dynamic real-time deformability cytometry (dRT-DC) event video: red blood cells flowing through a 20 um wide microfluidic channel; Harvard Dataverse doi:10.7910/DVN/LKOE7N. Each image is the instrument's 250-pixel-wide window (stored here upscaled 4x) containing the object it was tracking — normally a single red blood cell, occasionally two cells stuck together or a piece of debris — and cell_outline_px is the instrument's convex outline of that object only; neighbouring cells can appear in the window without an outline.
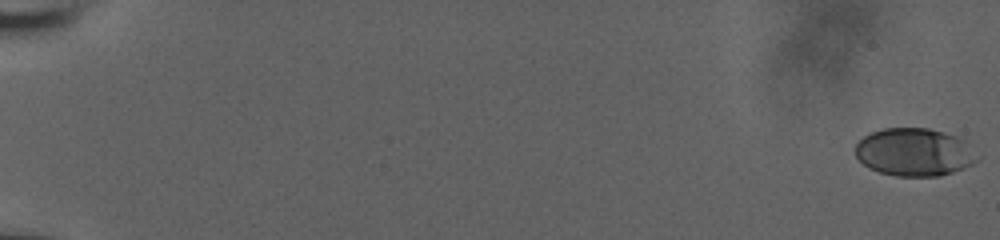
{"species": "human", "species_latin": "Homo sapiens", "temperature_condition": "room temperature", "stored_images_in_passage": 34, "camera_frame_rate_fps": 3000, "um_per_image_px": 0.085, "donor": {"sex": "male"}, "frame": {"image": 1, "passage_image": 1, "time_ms": 0.0, "image_size_px": [1000, 240], "cell_outline_px": [[980, 160], [964, 168], [940, 176], [896, 176], [880, 172], [868, 168], [856, 156], [856, 144], [864, 136], [872, 132], [884, 128], [928, 128], [944, 132], [956, 136], [964, 140], [980, 156]], "centroid_in_image_um": [77.75, 12.93], "position_along_channel_um": 7.2, "area_um2": 34.1}}
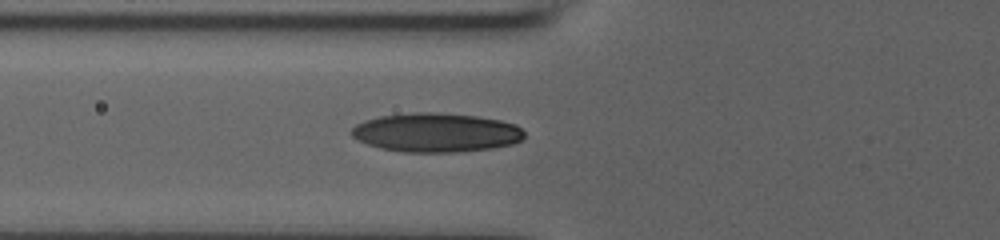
{"frame": {"image": 2, "passage_image": 25, "time_ms": 8.0, "image_size_px": [1000, 240], "cell_outline_px": [[524, 140], [512, 144], [492, 148], [460, 152], [404, 152], [380, 148], [368, 144], [352, 136], [352, 128], [356, 124], [364, 120], [380, 116], [412, 112], [432, 112], [476, 116], [500, 120], [516, 124], [524, 132]], "centroid_in_image_um": [37.09, 11.27], "position_along_channel_um": 88.7, "area_um2": 39.36}}
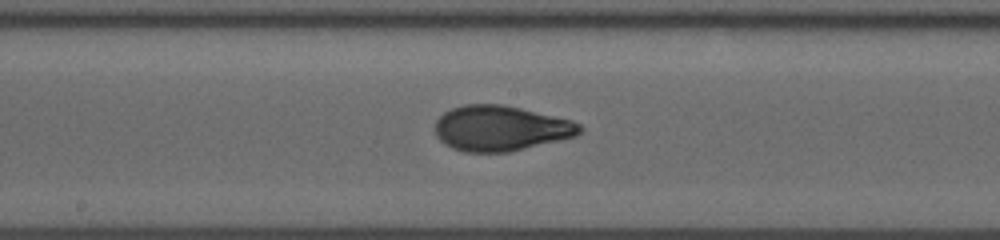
{"frame": {"image": 3, "passage_image": 34, "time_ms": 11.0, "image_size_px": [1000, 240], "cell_outline_px": [[584, 128], [576, 136], [560, 140], [508, 152], [464, 152], [452, 148], [444, 144], [436, 136], [436, 120], [444, 112], [452, 108], [464, 104], [500, 104], [520, 108], [572, 120], [580, 124]], "centroid_in_image_um": [42.55, 10.9], "position_along_channel_um": 205.7, "area_um2": 38.15}}